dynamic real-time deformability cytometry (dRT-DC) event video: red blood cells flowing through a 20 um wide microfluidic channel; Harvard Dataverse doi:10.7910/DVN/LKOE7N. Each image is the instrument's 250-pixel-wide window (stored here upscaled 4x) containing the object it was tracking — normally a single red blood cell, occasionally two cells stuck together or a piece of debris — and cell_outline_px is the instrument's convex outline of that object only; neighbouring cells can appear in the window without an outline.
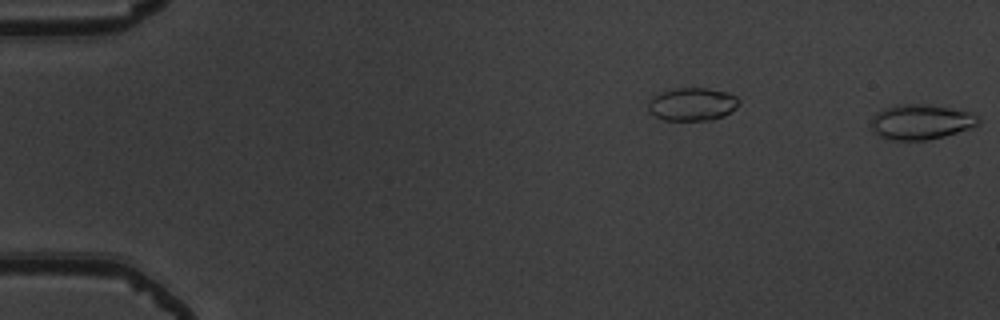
{"species": "common noctule bat (a hibernating species)", "species_latin": "Nyctalus noctula", "temperature_condition": "warm", "stored_images_in_passage": 10, "segment_of_instrument_passage": [2, 2], "camera_frame_rate_fps": 3000, "um_per_image_px": 0.085, "animal": {"sex": "male", "body_mass_g": 19.5, "forearm_length_mm": 54.6}, "frame": {"image": 1, "passage_image": 10, "time_ms": 3.0, "image_size_px": [1000, 320], "cell_outline_px": [[980, 124], [944, 136], [928, 140], [892, 140], [880, 136], [872, 132], [868, 124], [872, 116], [876, 112], [884, 108], [896, 104], [928, 104], [972, 112], [980, 120]], "centroid_in_image_um": [78.21, 10.35], "position_along_channel_um": 6.8, "area_um2": 22.2}}